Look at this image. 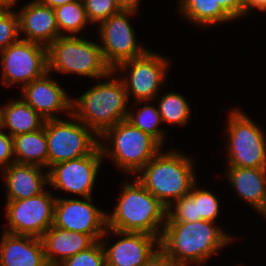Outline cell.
I'll use <instances>...</instances> for the list:
<instances>
[{
	"label": "cell",
	"instance_id": "obj_41",
	"mask_svg": "<svg viewBox=\"0 0 266 266\" xmlns=\"http://www.w3.org/2000/svg\"><path fill=\"white\" fill-rule=\"evenodd\" d=\"M76 1L84 4L87 0H76Z\"/></svg>",
	"mask_w": 266,
	"mask_h": 266
},
{
	"label": "cell",
	"instance_id": "obj_21",
	"mask_svg": "<svg viewBox=\"0 0 266 266\" xmlns=\"http://www.w3.org/2000/svg\"><path fill=\"white\" fill-rule=\"evenodd\" d=\"M41 241L46 262L56 265L97 242L91 235L63 230L54 225L42 235Z\"/></svg>",
	"mask_w": 266,
	"mask_h": 266
},
{
	"label": "cell",
	"instance_id": "obj_35",
	"mask_svg": "<svg viewBox=\"0 0 266 266\" xmlns=\"http://www.w3.org/2000/svg\"><path fill=\"white\" fill-rule=\"evenodd\" d=\"M244 17L250 14L252 9L266 12V0H242ZM251 10V11H250Z\"/></svg>",
	"mask_w": 266,
	"mask_h": 266
},
{
	"label": "cell",
	"instance_id": "obj_27",
	"mask_svg": "<svg viewBox=\"0 0 266 266\" xmlns=\"http://www.w3.org/2000/svg\"><path fill=\"white\" fill-rule=\"evenodd\" d=\"M155 100L158 101L157 108L162 122L185 126L190 121L192 110L182 94L173 91L167 92L161 98L157 96Z\"/></svg>",
	"mask_w": 266,
	"mask_h": 266
},
{
	"label": "cell",
	"instance_id": "obj_29",
	"mask_svg": "<svg viewBox=\"0 0 266 266\" xmlns=\"http://www.w3.org/2000/svg\"><path fill=\"white\" fill-rule=\"evenodd\" d=\"M19 18L12 9L0 10V52L20 38Z\"/></svg>",
	"mask_w": 266,
	"mask_h": 266
},
{
	"label": "cell",
	"instance_id": "obj_19",
	"mask_svg": "<svg viewBox=\"0 0 266 266\" xmlns=\"http://www.w3.org/2000/svg\"><path fill=\"white\" fill-rule=\"evenodd\" d=\"M32 164L12 163L1 170L6 184V201L37 196L46 190L48 170Z\"/></svg>",
	"mask_w": 266,
	"mask_h": 266
},
{
	"label": "cell",
	"instance_id": "obj_33",
	"mask_svg": "<svg viewBox=\"0 0 266 266\" xmlns=\"http://www.w3.org/2000/svg\"><path fill=\"white\" fill-rule=\"evenodd\" d=\"M221 7L234 19L244 17L242 0H216Z\"/></svg>",
	"mask_w": 266,
	"mask_h": 266
},
{
	"label": "cell",
	"instance_id": "obj_36",
	"mask_svg": "<svg viewBox=\"0 0 266 266\" xmlns=\"http://www.w3.org/2000/svg\"><path fill=\"white\" fill-rule=\"evenodd\" d=\"M120 10H132L138 12L141 0H114Z\"/></svg>",
	"mask_w": 266,
	"mask_h": 266
},
{
	"label": "cell",
	"instance_id": "obj_17",
	"mask_svg": "<svg viewBox=\"0 0 266 266\" xmlns=\"http://www.w3.org/2000/svg\"><path fill=\"white\" fill-rule=\"evenodd\" d=\"M220 211L216 194L199 188L196 182L189 194L167 208L166 223H192L199 220L216 223Z\"/></svg>",
	"mask_w": 266,
	"mask_h": 266
},
{
	"label": "cell",
	"instance_id": "obj_1",
	"mask_svg": "<svg viewBox=\"0 0 266 266\" xmlns=\"http://www.w3.org/2000/svg\"><path fill=\"white\" fill-rule=\"evenodd\" d=\"M216 225L207 220L165 223L160 248L176 266H191L192 263L202 266L217 251L235 240Z\"/></svg>",
	"mask_w": 266,
	"mask_h": 266
},
{
	"label": "cell",
	"instance_id": "obj_30",
	"mask_svg": "<svg viewBox=\"0 0 266 266\" xmlns=\"http://www.w3.org/2000/svg\"><path fill=\"white\" fill-rule=\"evenodd\" d=\"M59 266H106V254L101 241L89 249L65 259Z\"/></svg>",
	"mask_w": 266,
	"mask_h": 266
},
{
	"label": "cell",
	"instance_id": "obj_20",
	"mask_svg": "<svg viewBox=\"0 0 266 266\" xmlns=\"http://www.w3.org/2000/svg\"><path fill=\"white\" fill-rule=\"evenodd\" d=\"M0 266H43L46 259L41 238L2 232Z\"/></svg>",
	"mask_w": 266,
	"mask_h": 266
},
{
	"label": "cell",
	"instance_id": "obj_23",
	"mask_svg": "<svg viewBox=\"0 0 266 266\" xmlns=\"http://www.w3.org/2000/svg\"><path fill=\"white\" fill-rule=\"evenodd\" d=\"M46 119L37 113L22 98L8 101L0 106V128L8 129L15 137L44 127Z\"/></svg>",
	"mask_w": 266,
	"mask_h": 266
},
{
	"label": "cell",
	"instance_id": "obj_4",
	"mask_svg": "<svg viewBox=\"0 0 266 266\" xmlns=\"http://www.w3.org/2000/svg\"><path fill=\"white\" fill-rule=\"evenodd\" d=\"M193 164L183 152L160 151L134 177L169 208L197 182Z\"/></svg>",
	"mask_w": 266,
	"mask_h": 266
},
{
	"label": "cell",
	"instance_id": "obj_32",
	"mask_svg": "<svg viewBox=\"0 0 266 266\" xmlns=\"http://www.w3.org/2000/svg\"><path fill=\"white\" fill-rule=\"evenodd\" d=\"M14 162L13 137L0 128V171Z\"/></svg>",
	"mask_w": 266,
	"mask_h": 266
},
{
	"label": "cell",
	"instance_id": "obj_2",
	"mask_svg": "<svg viewBox=\"0 0 266 266\" xmlns=\"http://www.w3.org/2000/svg\"><path fill=\"white\" fill-rule=\"evenodd\" d=\"M112 70L79 97L72 99L71 114L83 122L98 137L108 128L127 119L129 106L124 82L113 77Z\"/></svg>",
	"mask_w": 266,
	"mask_h": 266
},
{
	"label": "cell",
	"instance_id": "obj_9",
	"mask_svg": "<svg viewBox=\"0 0 266 266\" xmlns=\"http://www.w3.org/2000/svg\"><path fill=\"white\" fill-rule=\"evenodd\" d=\"M168 58L160 56L150 49L142 56L126 60L120 63L115 69L116 74L128 71L125 77H121L124 82L128 100L132 95L134 102L145 101L146 103L155 101L159 90L165 83L169 70Z\"/></svg>",
	"mask_w": 266,
	"mask_h": 266
},
{
	"label": "cell",
	"instance_id": "obj_3",
	"mask_svg": "<svg viewBox=\"0 0 266 266\" xmlns=\"http://www.w3.org/2000/svg\"><path fill=\"white\" fill-rule=\"evenodd\" d=\"M166 221L167 207L136 178L123 183L117 205L111 214L107 212V228L122 232L146 233L159 239Z\"/></svg>",
	"mask_w": 266,
	"mask_h": 266
},
{
	"label": "cell",
	"instance_id": "obj_15",
	"mask_svg": "<svg viewBox=\"0 0 266 266\" xmlns=\"http://www.w3.org/2000/svg\"><path fill=\"white\" fill-rule=\"evenodd\" d=\"M108 232L123 238L108 247V242L104 239ZM100 241L106 254V266H142L160 247V239L154 235L109 228H106Z\"/></svg>",
	"mask_w": 266,
	"mask_h": 266
},
{
	"label": "cell",
	"instance_id": "obj_16",
	"mask_svg": "<svg viewBox=\"0 0 266 266\" xmlns=\"http://www.w3.org/2000/svg\"><path fill=\"white\" fill-rule=\"evenodd\" d=\"M22 99L44 119L60 118L56 112L71 114L72 99L65 89L51 78L50 72L21 87Z\"/></svg>",
	"mask_w": 266,
	"mask_h": 266
},
{
	"label": "cell",
	"instance_id": "obj_25",
	"mask_svg": "<svg viewBox=\"0 0 266 266\" xmlns=\"http://www.w3.org/2000/svg\"><path fill=\"white\" fill-rule=\"evenodd\" d=\"M178 12L202 28L234 21L216 0H182Z\"/></svg>",
	"mask_w": 266,
	"mask_h": 266
},
{
	"label": "cell",
	"instance_id": "obj_6",
	"mask_svg": "<svg viewBox=\"0 0 266 266\" xmlns=\"http://www.w3.org/2000/svg\"><path fill=\"white\" fill-rule=\"evenodd\" d=\"M78 36H60L47 48L48 72L103 79L111 71L99 43Z\"/></svg>",
	"mask_w": 266,
	"mask_h": 266
},
{
	"label": "cell",
	"instance_id": "obj_26",
	"mask_svg": "<svg viewBox=\"0 0 266 266\" xmlns=\"http://www.w3.org/2000/svg\"><path fill=\"white\" fill-rule=\"evenodd\" d=\"M54 10L61 36H77L87 24H91L86 15L85 5L76 0L56 7Z\"/></svg>",
	"mask_w": 266,
	"mask_h": 266
},
{
	"label": "cell",
	"instance_id": "obj_39",
	"mask_svg": "<svg viewBox=\"0 0 266 266\" xmlns=\"http://www.w3.org/2000/svg\"><path fill=\"white\" fill-rule=\"evenodd\" d=\"M260 215H263V217L266 218V206L263 209V211L260 213Z\"/></svg>",
	"mask_w": 266,
	"mask_h": 266
},
{
	"label": "cell",
	"instance_id": "obj_8",
	"mask_svg": "<svg viewBox=\"0 0 266 266\" xmlns=\"http://www.w3.org/2000/svg\"><path fill=\"white\" fill-rule=\"evenodd\" d=\"M72 120L45 121L48 168L54 164L90 155L99 146V137L72 114Z\"/></svg>",
	"mask_w": 266,
	"mask_h": 266
},
{
	"label": "cell",
	"instance_id": "obj_31",
	"mask_svg": "<svg viewBox=\"0 0 266 266\" xmlns=\"http://www.w3.org/2000/svg\"><path fill=\"white\" fill-rule=\"evenodd\" d=\"M84 5L91 24H100L120 11L114 0H87Z\"/></svg>",
	"mask_w": 266,
	"mask_h": 266
},
{
	"label": "cell",
	"instance_id": "obj_22",
	"mask_svg": "<svg viewBox=\"0 0 266 266\" xmlns=\"http://www.w3.org/2000/svg\"><path fill=\"white\" fill-rule=\"evenodd\" d=\"M225 174L237 196L260 214L266 206V168L227 167Z\"/></svg>",
	"mask_w": 266,
	"mask_h": 266
},
{
	"label": "cell",
	"instance_id": "obj_34",
	"mask_svg": "<svg viewBox=\"0 0 266 266\" xmlns=\"http://www.w3.org/2000/svg\"><path fill=\"white\" fill-rule=\"evenodd\" d=\"M142 266H176V264L159 247Z\"/></svg>",
	"mask_w": 266,
	"mask_h": 266
},
{
	"label": "cell",
	"instance_id": "obj_14",
	"mask_svg": "<svg viewBox=\"0 0 266 266\" xmlns=\"http://www.w3.org/2000/svg\"><path fill=\"white\" fill-rule=\"evenodd\" d=\"M53 225L63 230L91 235L100 241L107 228V212L97 208L92 197H83V200L58 197Z\"/></svg>",
	"mask_w": 266,
	"mask_h": 266
},
{
	"label": "cell",
	"instance_id": "obj_12",
	"mask_svg": "<svg viewBox=\"0 0 266 266\" xmlns=\"http://www.w3.org/2000/svg\"><path fill=\"white\" fill-rule=\"evenodd\" d=\"M2 83L22 87L48 71L47 47L20 39L0 52Z\"/></svg>",
	"mask_w": 266,
	"mask_h": 266
},
{
	"label": "cell",
	"instance_id": "obj_13",
	"mask_svg": "<svg viewBox=\"0 0 266 266\" xmlns=\"http://www.w3.org/2000/svg\"><path fill=\"white\" fill-rule=\"evenodd\" d=\"M103 161L98 146L90 155L54 164L48 169L49 185L82 197H93V188Z\"/></svg>",
	"mask_w": 266,
	"mask_h": 266
},
{
	"label": "cell",
	"instance_id": "obj_5",
	"mask_svg": "<svg viewBox=\"0 0 266 266\" xmlns=\"http://www.w3.org/2000/svg\"><path fill=\"white\" fill-rule=\"evenodd\" d=\"M99 146L103 158L109 157L125 173L133 175L137 174L163 148L154 137L127 120H122L108 128L99 137Z\"/></svg>",
	"mask_w": 266,
	"mask_h": 266
},
{
	"label": "cell",
	"instance_id": "obj_38",
	"mask_svg": "<svg viewBox=\"0 0 266 266\" xmlns=\"http://www.w3.org/2000/svg\"><path fill=\"white\" fill-rule=\"evenodd\" d=\"M18 0H0V10L11 9Z\"/></svg>",
	"mask_w": 266,
	"mask_h": 266
},
{
	"label": "cell",
	"instance_id": "obj_18",
	"mask_svg": "<svg viewBox=\"0 0 266 266\" xmlns=\"http://www.w3.org/2000/svg\"><path fill=\"white\" fill-rule=\"evenodd\" d=\"M20 34L22 40L49 47L60 37L55 10L49 6L39 4L36 0L24 5L17 11Z\"/></svg>",
	"mask_w": 266,
	"mask_h": 266
},
{
	"label": "cell",
	"instance_id": "obj_37",
	"mask_svg": "<svg viewBox=\"0 0 266 266\" xmlns=\"http://www.w3.org/2000/svg\"><path fill=\"white\" fill-rule=\"evenodd\" d=\"M39 4L45 5V6H49L51 8H56L59 7L61 5L67 4L71 1H75V0H36Z\"/></svg>",
	"mask_w": 266,
	"mask_h": 266
},
{
	"label": "cell",
	"instance_id": "obj_7",
	"mask_svg": "<svg viewBox=\"0 0 266 266\" xmlns=\"http://www.w3.org/2000/svg\"><path fill=\"white\" fill-rule=\"evenodd\" d=\"M227 167L266 168V134L240 109L228 114Z\"/></svg>",
	"mask_w": 266,
	"mask_h": 266
},
{
	"label": "cell",
	"instance_id": "obj_28",
	"mask_svg": "<svg viewBox=\"0 0 266 266\" xmlns=\"http://www.w3.org/2000/svg\"><path fill=\"white\" fill-rule=\"evenodd\" d=\"M136 104L144 105L137 111L135 110L133 112L129 110L126 120L133 126L154 137L162 146H164L166 133L164 129L158 127V125L163 123L158 108L153 105H147L145 101L135 102L134 105Z\"/></svg>",
	"mask_w": 266,
	"mask_h": 266
},
{
	"label": "cell",
	"instance_id": "obj_40",
	"mask_svg": "<svg viewBox=\"0 0 266 266\" xmlns=\"http://www.w3.org/2000/svg\"><path fill=\"white\" fill-rule=\"evenodd\" d=\"M43 266H59V265H56V264H52V263H46L45 265H43Z\"/></svg>",
	"mask_w": 266,
	"mask_h": 266
},
{
	"label": "cell",
	"instance_id": "obj_24",
	"mask_svg": "<svg viewBox=\"0 0 266 266\" xmlns=\"http://www.w3.org/2000/svg\"><path fill=\"white\" fill-rule=\"evenodd\" d=\"M13 153L16 163L32 164L48 169V147L44 127L13 137Z\"/></svg>",
	"mask_w": 266,
	"mask_h": 266
},
{
	"label": "cell",
	"instance_id": "obj_10",
	"mask_svg": "<svg viewBox=\"0 0 266 266\" xmlns=\"http://www.w3.org/2000/svg\"><path fill=\"white\" fill-rule=\"evenodd\" d=\"M57 197L45 190L41 194L22 200L6 201L9 227L5 232L41 238L53 225Z\"/></svg>",
	"mask_w": 266,
	"mask_h": 266
},
{
	"label": "cell",
	"instance_id": "obj_11",
	"mask_svg": "<svg viewBox=\"0 0 266 266\" xmlns=\"http://www.w3.org/2000/svg\"><path fill=\"white\" fill-rule=\"evenodd\" d=\"M137 12L120 10L97 27L105 62L114 70L120 63L144 55L148 49L137 42L129 17Z\"/></svg>",
	"mask_w": 266,
	"mask_h": 266
}]
</instances>
